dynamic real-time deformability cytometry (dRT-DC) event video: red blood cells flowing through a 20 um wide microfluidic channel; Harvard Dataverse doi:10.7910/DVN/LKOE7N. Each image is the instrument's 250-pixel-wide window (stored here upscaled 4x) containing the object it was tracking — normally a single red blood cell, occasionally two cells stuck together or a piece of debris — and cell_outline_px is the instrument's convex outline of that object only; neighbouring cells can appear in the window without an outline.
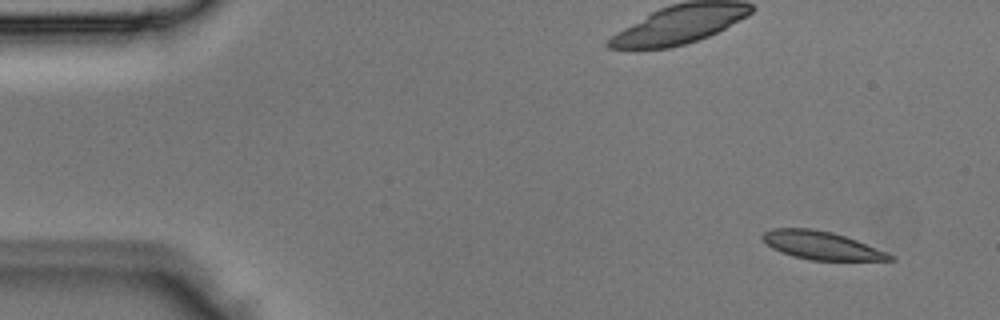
{"species": "Egyptian fruit bat (a non-hibernating species)", "species_latin": "Rousettus aegyptiacus", "temperature_condition": "room temperature", "stored_images_in_passage": 3, "camera_frame_rate_fps": 3000, "um_per_image_px": 0.085, "animal": {"sex": "male"}, "frame": {"image": 1, "passage_image": 1, "time_ms": 0.0, "image_size_px": [1000, 320], "cell_outline_px": [[896, 260], [808, 260], [792, 256], [780, 252], [772, 248], [760, 236], [764, 232], [772, 228], [812, 228], [832, 232], [856, 240], [888, 252], [896, 256]], "centroid_in_image_um": [69.83, 20.86], "position_along_channel_um": 15.2, "area_um2": 20.92}}